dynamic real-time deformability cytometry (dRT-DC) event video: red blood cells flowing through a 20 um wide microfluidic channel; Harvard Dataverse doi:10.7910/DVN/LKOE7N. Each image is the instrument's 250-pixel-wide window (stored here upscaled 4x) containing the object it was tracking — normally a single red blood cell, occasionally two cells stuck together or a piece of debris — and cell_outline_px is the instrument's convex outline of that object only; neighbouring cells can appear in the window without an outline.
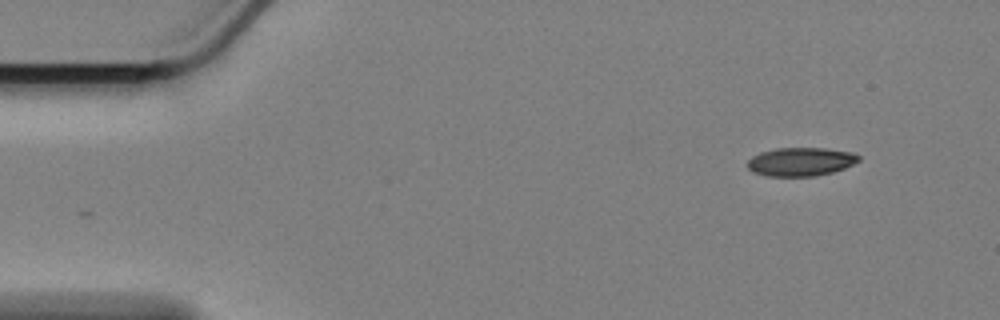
{"species": "Egyptian fruit bat (a non-hibernating species)", "species_latin": "Rousettus aegyptiacus", "temperature_condition": "cold", "stored_images_in_passage": 54, "camera_frame_rate_fps": 3000, "um_per_image_px": 0.085, "animal": {"sex": "female"}, "frame": {"image": 1, "passage_image": 1, "time_ms": 0.0, "image_size_px": [1000, 320], "cell_outline_px": [[860, 160], [844, 168], [832, 172], [816, 176], [764, 176], [752, 172], [748, 168], [748, 160], [752, 156], [760, 152], [776, 148], [824, 148], [852, 152], [860, 156]], "centroid_in_image_um": [68.04, 13.75], "position_along_channel_um": 17.0, "area_um2": 18.55}}
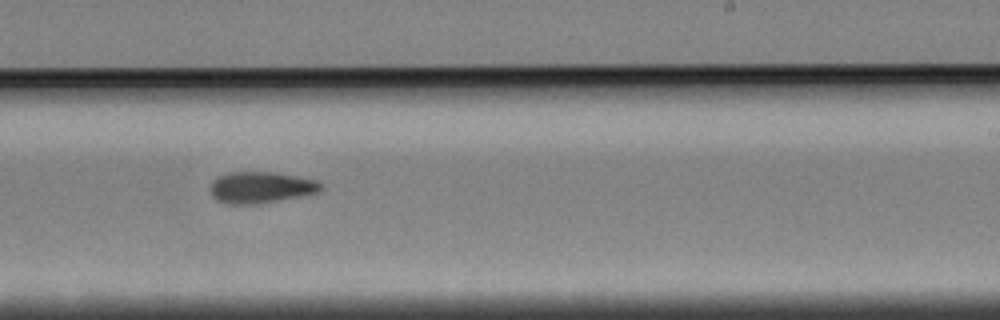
{"frame": {"image": 2, "passage_image": 31, "time_ms": 10.0, "image_size_px": [1000, 320], "cell_outline_px": [[324, 188], [320, 192], [260, 204], [228, 204], [216, 200], [212, 196], [212, 180], [228, 172], [276, 172], [316, 180]], "centroid_in_image_um": [22.19, 15.93], "position_along_channel_um": 266.8, "area_um2": 20.23}}
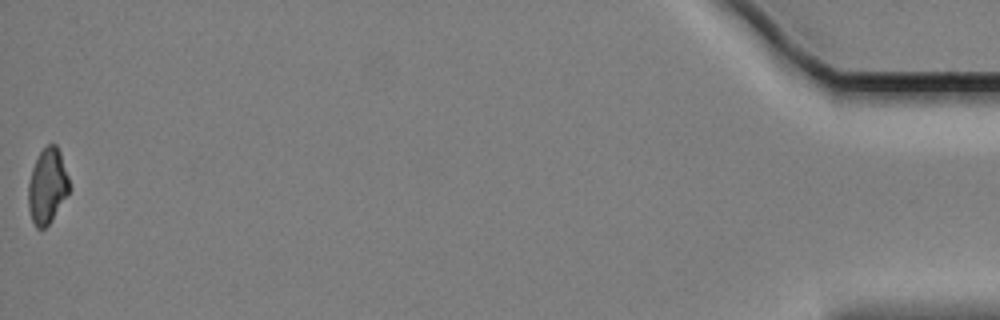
{"frame": {"image": 3, "passage_image": 54, "time_ms": 17.667, "image_size_px": [1000, 320], "cell_outline_px": [[72, 188], [52, 220], [44, 228], [36, 228], [32, 220], [28, 208], [28, 184], [32, 168], [40, 152], [48, 144], [56, 144], [60, 152]], "centroid_in_image_um": [4.04, 15.83], "position_along_channel_um": 431.2, "area_um2": 18.03}, "authors_computed_cell_mechanics": {"area_um2": 19.6231, "velocity_mm_per_s": 3.3992, "shape_relaxation_time_tau1_ms": 6.0908, "shape_relaxation_time_tau2_ms": null, "deformation_change_tau1": 0.1264, "deformation_change_tau2": null}}